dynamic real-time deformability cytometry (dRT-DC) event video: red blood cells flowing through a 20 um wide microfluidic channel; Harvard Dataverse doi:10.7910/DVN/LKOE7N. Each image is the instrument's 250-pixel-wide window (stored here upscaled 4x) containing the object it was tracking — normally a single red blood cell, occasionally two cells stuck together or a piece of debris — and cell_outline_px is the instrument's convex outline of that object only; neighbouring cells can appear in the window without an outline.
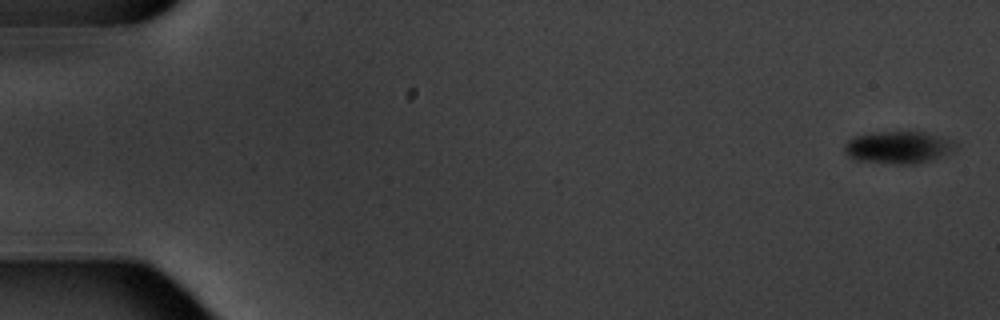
{"species": "common noctule bat (a hibernating species)", "species_latin": "Nyctalus noctula", "temperature_condition": "warm", "stored_images_in_passage": 5, "camera_frame_rate_fps": 3000, "um_per_image_px": 0.085, "animal": {"sex": "male", "body_mass_g": 20.1, "forearm_length_mm": 53.5}, "frame": {"image": 1, "passage_image": 1, "time_ms": 0.0, "image_size_px": [1000, 320], "cell_outline_px": [[956, 148], [952, 152], [932, 160], [916, 164], [892, 164], [864, 160], [848, 156], [844, 152], [844, 144], [852, 136], [872, 132], [924, 132], [956, 140]], "centroid_in_image_um": [76.39, 12.51], "position_along_channel_um": 8.6, "area_um2": 21.04}}
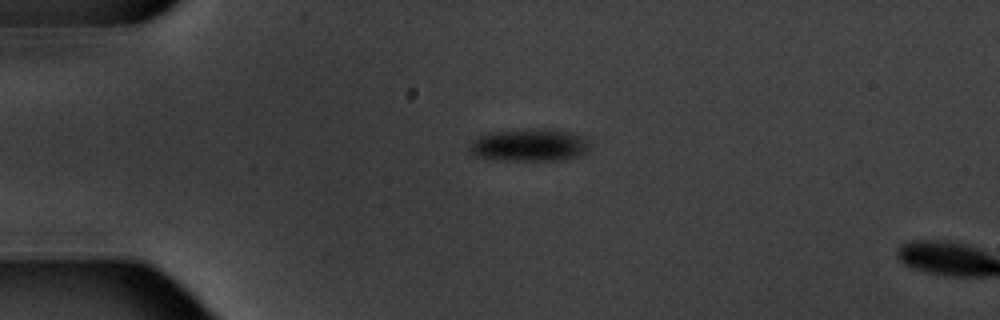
{"frame": {"image": 2, "passage_image": 4, "time_ms": 4.333, "image_size_px": [1000, 320], "cell_outline_px": [[592, 148], [580, 156], [564, 160], [504, 160], [476, 156], [468, 148], [468, 144], [472, 140], [480, 136], [492, 132], [572, 132], [588, 136]], "centroid_in_image_um": [45.09, 12.39], "position_along_channel_um": 39.9, "area_um2": 21.96}}